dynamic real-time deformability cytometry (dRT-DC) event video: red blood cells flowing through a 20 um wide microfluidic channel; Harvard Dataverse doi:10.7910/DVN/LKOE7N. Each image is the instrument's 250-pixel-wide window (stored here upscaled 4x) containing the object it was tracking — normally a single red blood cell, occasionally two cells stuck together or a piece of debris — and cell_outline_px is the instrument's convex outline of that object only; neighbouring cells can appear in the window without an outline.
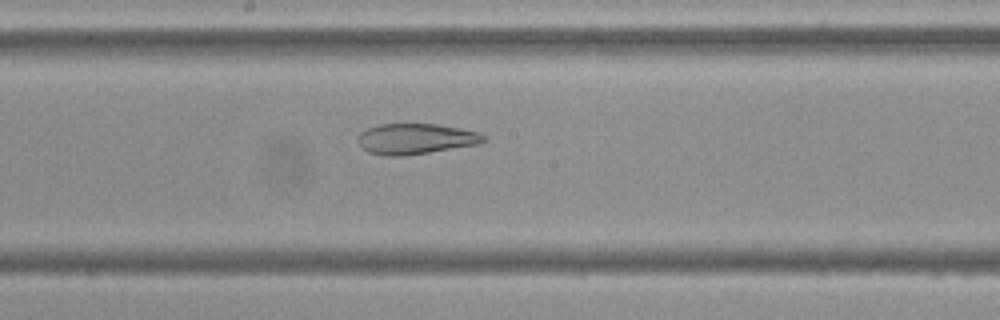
{"species": "Egyptian fruit bat (a non-hibernating species)", "species_latin": "Rousettus aegyptiacus", "temperature_condition": "cold", "stored_images_in_passage": 55, "camera_frame_rate_fps": 3000, "um_per_image_px": 0.085, "frame": {"image": 1, "passage_image": 29, "time_ms": 9.333, "image_size_px": [1000, 320], "cell_outline_px": [[488, 140], [480, 144], [428, 152], [400, 156], [384, 156], [368, 152], [356, 140], [360, 132], [368, 128], [380, 124], [440, 124], [480, 132], [488, 136]], "centroid_in_image_um": [35.38, 11.79], "position_along_channel_um": 212.8, "area_um2": 22.6}}
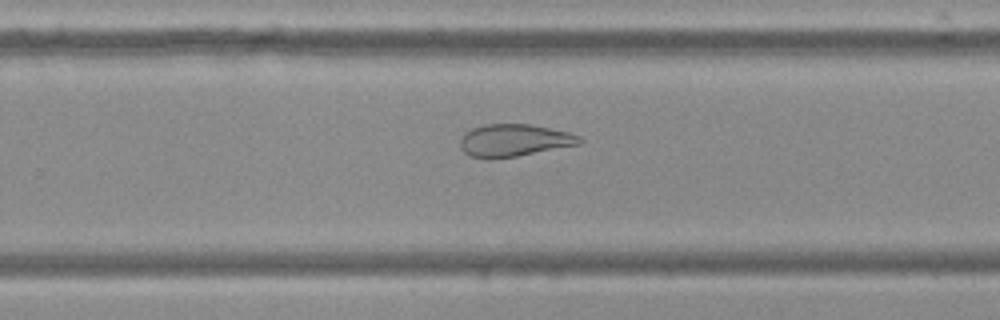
{"frame": {"image": 2, "passage_image": 35, "time_ms": 11.333, "image_size_px": [1000, 320], "cell_outline_px": [[584, 140], [580, 144], [516, 156], [492, 160], [488, 160], [472, 156], [464, 152], [460, 148], [460, 140], [464, 132], [472, 128], [484, 124], [528, 124], [568, 132], [580, 136]], "centroid_in_image_um": [43.66, 11.94], "position_along_channel_um": 286.1, "area_um2": 22.6}}
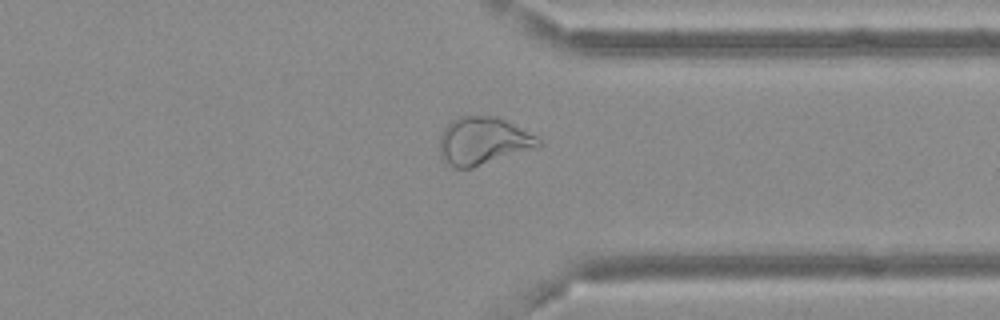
{"frame": {"image": 3, "passage_image": 42, "time_ms": 13.667, "image_size_px": [1000, 320], "cell_outline_px": [[544, 144], [540, 148], [472, 168], [456, 168], [448, 164], [440, 156], [440, 136], [444, 128], [452, 120], [460, 116], [496, 116], [536, 136]], "centroid_in_image_um": [41.09, 12.01], "position_along_channel_um": 370.3, "area_um2": 27.63}}